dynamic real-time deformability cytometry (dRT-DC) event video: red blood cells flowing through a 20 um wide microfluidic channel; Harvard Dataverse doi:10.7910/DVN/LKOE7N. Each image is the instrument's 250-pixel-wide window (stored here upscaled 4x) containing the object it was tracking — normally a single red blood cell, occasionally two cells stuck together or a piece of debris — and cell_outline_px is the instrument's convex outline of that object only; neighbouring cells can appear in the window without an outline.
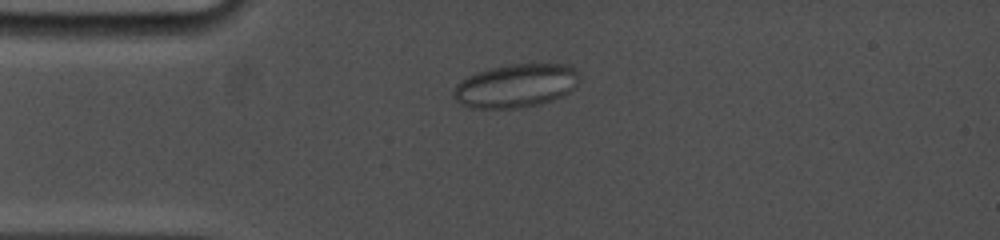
{"species": "common noctule bat (a hibernating species)", "species_latin": "Nyctalus noctula", "temperature_condition": "cold", "stored_images_in_passage": 18, "camera_frame_rate_fps": 5000, "um_per_image_px": 0.085, "animal": {"sex": "female", "body_mass_g": 19.0, "forearm_length_mm": 53.3}, "frame": {"image": 1, "passage_image": 6, "time_ms": 3.4, "image_size_px": [1000, 240], "cell_outline_px": [[580, 80], [576, 88], [552, 100], [520, 108], [472, 108], [460, 104], [452, 96], [452, 92], [456, 84], [460, 80], [476, 72], [492, 68], [512, 64], [572, 64], [576, 68], [580, 76]], "centroid_in_image_um": [43.86, 7.28], "position_along_channel_um": 41.1, "area_um2": 32.14}}
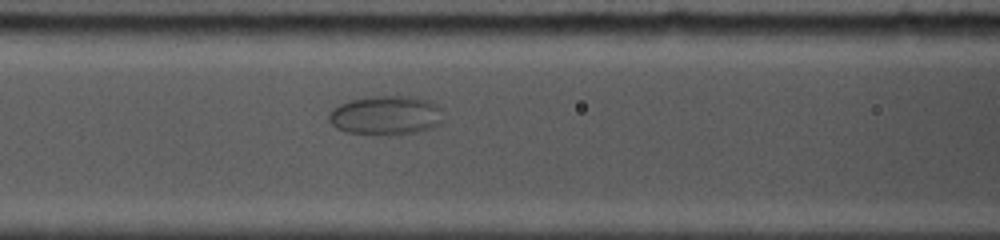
{"frame": {"image": 2, "passage_image": 11, "time_ms": 6.6, "image_size_px": [1000, 240], "cell_outline_px": [[444, 120], [440, 124], [432, 128], [420, 132], [388, 136], [344, 132], [336, 128], [328, 120], [328, 116], [332, 108], [340, 104], [352, 100], [376, 96], [416, 96], [428, 100], [436, 104], [440, 108]], "centroid_in_image_um": [32.83, 9.83], "position_along_channel_um": 133.8, "area_um2": 26.65}}
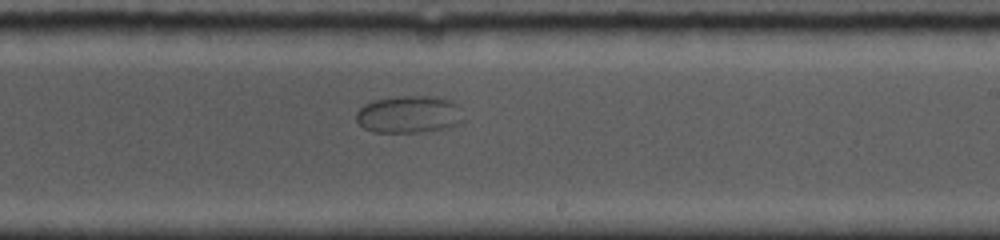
{"frame": {"image": 3, "passage_image": 16, "time_ms": 10.0, "image_size_px": [1000, 240], "cell_outline_px": [[464, 124], [452, 128], [424, 132], [372, 132], [364, 128], [356, 120], [356, 112], [364, 104], [372, 100], [396, 96], [432, 96], [452, 100], [456, 104], [464, 120]], "centroid_in_image_um": [34.8, 9.73], "position_along_channel_um": 254.2, "area_um2": 23.81}}